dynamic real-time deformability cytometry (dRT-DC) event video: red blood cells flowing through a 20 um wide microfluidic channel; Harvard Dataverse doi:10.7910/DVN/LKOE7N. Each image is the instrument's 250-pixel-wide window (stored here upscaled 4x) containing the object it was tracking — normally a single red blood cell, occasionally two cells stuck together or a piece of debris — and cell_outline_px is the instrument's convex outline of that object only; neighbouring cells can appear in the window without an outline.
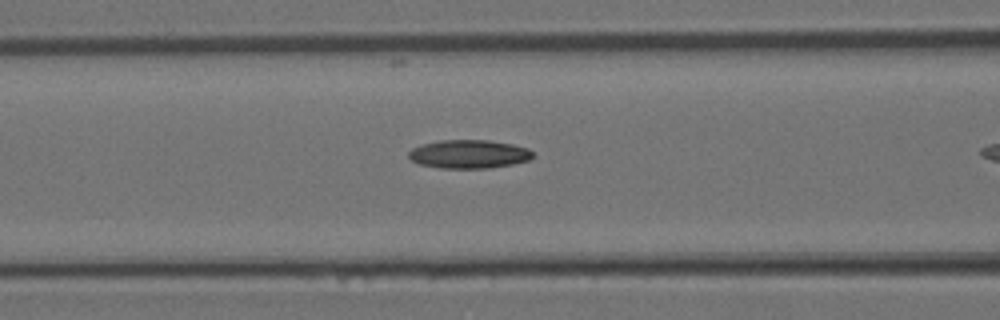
{"species": "Egyptian fruit bat (a non-hibernating species)", "species_latin": "Rousettus aegyptiacus", "temperature_condition": "room temperature", "stored_images_in_passage": 5, "camera_frame_rate_fps": 3000, "um_per_image_px": 0.085, "animal": {"sex": "female"}, "frame": {"image": 1, "passage_image": 4, "time_ms": 1.0, "image_size_px": [1000, 320], "cell_outline_px": [[536, 156], [528, 160], [512, 164], [488, 168], [440, 168], [420, 164], [412, 160], [408, 156], [408, 152], [412, 148], [420, 144], [440, 140], [488, 140], [512, 144], [528, 148]], "centroid_in_image_um": [39.85, 13.09], "position_along_channel_um": 126.7, "area_um2": 20.69}}